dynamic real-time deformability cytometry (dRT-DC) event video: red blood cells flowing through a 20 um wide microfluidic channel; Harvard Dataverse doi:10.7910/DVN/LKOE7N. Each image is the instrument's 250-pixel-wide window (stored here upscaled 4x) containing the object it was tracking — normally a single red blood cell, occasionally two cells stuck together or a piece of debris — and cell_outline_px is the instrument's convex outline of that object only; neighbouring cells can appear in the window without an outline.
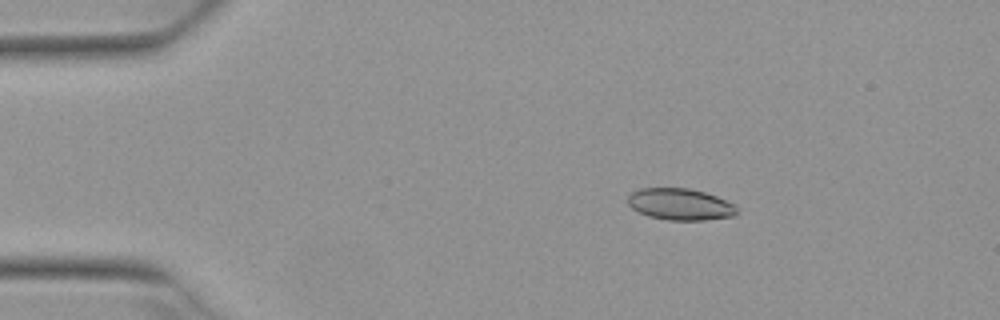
{"species": "Egyptian fruit bat (a non-hibernating species)", "species_latin": "Rousettus aegyptiacus", "temperature_condition": "warm", "stored_images_in_passage": 4, "camera_frame_rate_fps": 3000, "um_per_image_px": 0.085, "animal": {"sex": "female"}, "frame": {"image": 1, "passage_image": 3, "time_ms": 0.667, "image_size_px": [1000, 320], "cell_outline_px": [[736, 212], [732, 216], [704, 220], [668, 220], [648, 216], [632, 208], [628, 204], [628, 196], [632, 192], [640, 188], [688, 188], [704, 192], [716, 196], [736, 204]], "centroid_in_image_um": [57.8, 17.36], "position_along_channel_um": 27.2, "area_um2": 20.0}}